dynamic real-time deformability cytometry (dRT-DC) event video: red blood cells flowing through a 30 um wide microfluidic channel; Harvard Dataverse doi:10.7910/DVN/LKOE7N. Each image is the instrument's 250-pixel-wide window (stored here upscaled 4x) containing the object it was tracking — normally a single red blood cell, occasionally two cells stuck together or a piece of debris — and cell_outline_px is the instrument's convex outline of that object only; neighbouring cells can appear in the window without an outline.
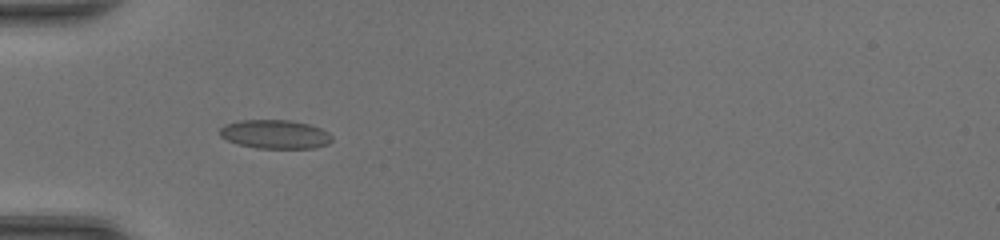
{"species": "common noctule bat (a hibernating species)", "species_latin": "Nyctalus noctula", "temperature_condition": "room temperature", "stored_images_in_passage": 32, "camera_frame_rate_fps": 3000, "um_per_image_px": 0.085, "animal": {"sex": "female", "body_mass_g": 20.0, "forearm_length_mm": 54.0}, "frame": {"image": 1, "passage_image": 1, "time_ms": 0.0, "image_size_px": [1000, 240], "cell_outline_px": [[332, 140], [328, 144], [316, 148], [256, 148], [236, 144], [220, 136], [220, 128], [224, 124], [240, 120], [292, 120], [308, 124], [320, 128], [328, 132], [332, 136]], "centroid_in_image_um": [23.38, 11.41], "position_along_channel_um": 61.6, "area_um2": 18.96}}
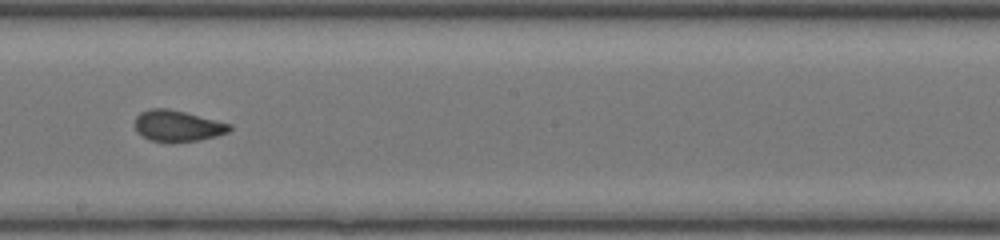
{"frame": {"image": 2, "passage_image": 13, "time_ms": 4.0, "image_size_px": [1000, 240], "cell_outline_px": [[232, 128], [228, 132], [216, 136], [196, 140], [172, 144], [168, 144], [152, 140], [136, 132], [136, 116], [140, 112], [148, 108], [168, 108], [232, 124]], "centroid_in_image_um": [15.08, 10.71], "position_along_channel_um": 233.1, "area_um2": 17.34}}
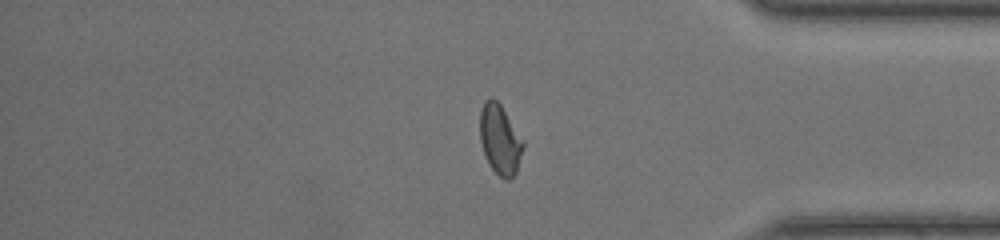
{"frame": {"image": 3, "passage_image": 25, "time_ms": 8.0, "image_size_px": [1000, 240], "cell_outline_px": [[524, 144], [516, 172], [508, 180], [504, 180], [492, 168], [484, 152], [480, 140], [480, 108], [484, 100], [492, 96], [500, 104], [524, 140]], "centroid_in_image_um": [42.49, 11.81], "position_along_channel_um": 392.7, "area_um2": 17.46}, "authors_computed_cell_mechanics": {"area_um2": 17.5134, "velocity_mm_per_s": 4.4155, "shape_relaxation_time_tau1_ms": 4.701, "shape_relaxation_time_tau2_ms": 0.6974, "deformation_change_tau1": 0.1957, "deformation_change_tau2": 0.0679}}